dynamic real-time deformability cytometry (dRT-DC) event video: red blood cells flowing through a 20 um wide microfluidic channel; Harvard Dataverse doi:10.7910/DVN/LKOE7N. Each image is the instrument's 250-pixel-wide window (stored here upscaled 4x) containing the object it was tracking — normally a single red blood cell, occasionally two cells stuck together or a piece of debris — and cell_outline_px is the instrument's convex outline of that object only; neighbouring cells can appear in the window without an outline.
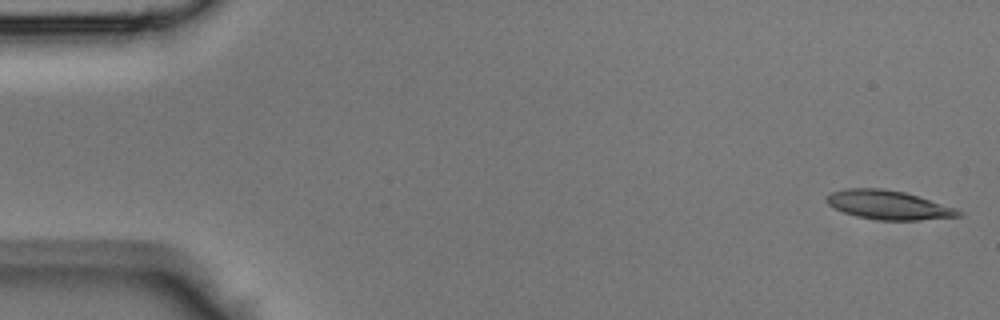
{"species": "Egyptian fruit bat (a non-hibernating species)", "species_latin": "Rousettus aegyptiacus", "temperature_condition": "room temperature", "stored_images_in_passage": 43, "camera_frame_rate_fps": 3000, "um_per_image_px": 0.085, "animal": {"sex": "male"}, "frame": {"image": 1, "passage_image": 1, "time_ms": 0.0, "image_size_px": [1000, 320], "cell_outline_px": [[964, 212], [960, 216], [920, 220], [876, 220], [856, 216], [844, 212], [828, 204], [824, 200], [824, 196], [832, 192], [848, 188], [880, 188], [904, 192], [920, 196], [956, 208]], "centroid_in_image_um": [75.52, 17.42], "position_along_channel_um": 9.5, "area_um2": 22.37}}
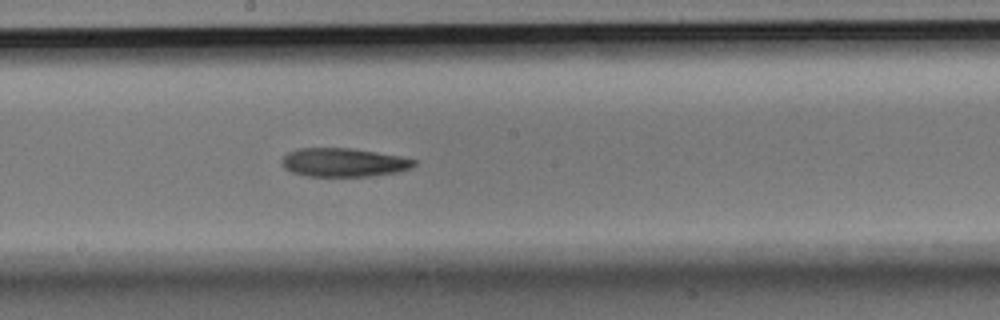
{"frame": {"image": 2, "passage_image": 23, "time_ms": 7.333, "image_size_px": [1000, 320], "cell_outline_px": [[416, 164], [408, 168], [396, 172], [368, 176], [308, 176], [292, 172], [284, 168], [284, 156], [288, 152], [296, 148], [352, 148], [400, 156], [416, 160]], "centroid_in_image_um": [29.2, 13.8], "position_along_channel_um": 219.0, "area_um2": 21.79}}
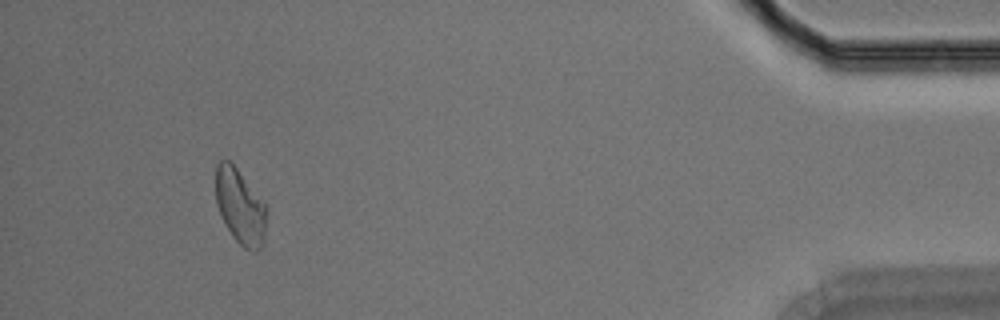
{"frame": {"image": 3, "passage_image": 40, "time_ms": 13.0, "image_size_px": [1000, 320], "cell_outline_px": [[264, 240], [260, 248], [256, 252], [252, 252], [244, 248], [232, 236], [224, 224], [216, 204], [216, 164], [220, 160], [228, 160], [236, 168], [264, 204]], "centroid_in_image_um": [20.36, 17.59], "position_along_channel_um": 414.8, "area_um2": 21.62}}